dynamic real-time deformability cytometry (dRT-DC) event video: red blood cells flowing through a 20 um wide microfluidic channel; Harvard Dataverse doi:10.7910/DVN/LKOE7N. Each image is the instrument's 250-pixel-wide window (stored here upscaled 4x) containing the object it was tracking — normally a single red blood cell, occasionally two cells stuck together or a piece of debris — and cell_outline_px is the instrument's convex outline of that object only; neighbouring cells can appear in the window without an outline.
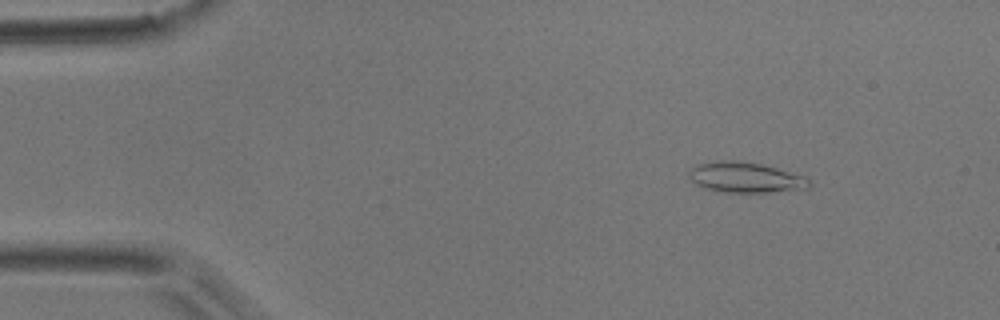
{"species": "common noctule bat (a hibernating species)", "species_latin": "Nyctalus noctula", "temperature_condition": "room temperature", "stored_images_in_passage": 44, "camera_frame_rate_fps": 3000, "um_per_image_px": 0.085, "animal": {"sex": "male", "body_mass_g": 17.9}, "frame": {"image": 1, "passage_image": 1, "time_ms": 0.0, "image_size_px": [1000, 320], "cell_outline_px": [[796, 176], [784, 188], [756, 192], [740, 192], [712, 188], [700, 184], [696, 180], [696, 168], [704, 164], [756, 164], [772, 168]], "centroid_in_image_um": [63.09, 15.09], "position_along_channel_um": 21.9, "area_um2": 16.01}}
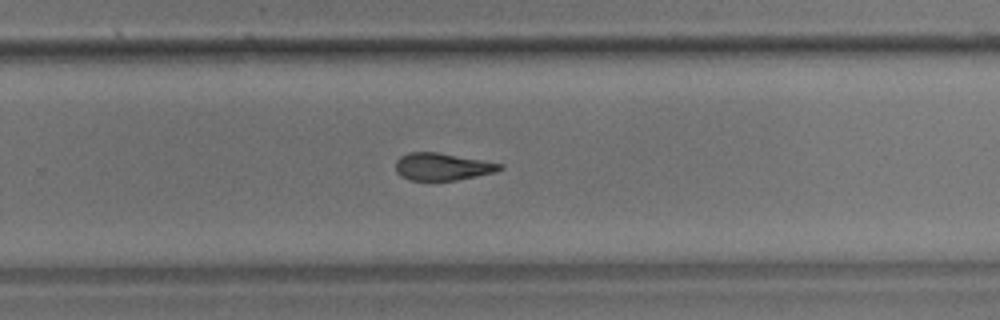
{"frame": {"image": 2, "passage_image": 27, "time_ms": 8.667, "image_size_px": [1000, 320], "cell_outline_px": [[500, 168], [492, 172], [452, 180], [412, 180], [404, 176], [396, 168], [396, 164], [404, 156], [412, 152], [432, 152], [500, 164]], "centroid_in_image_um": [37.55, 14.17], "position_along_channel_um": 292.3, "area_um2": 15.2}}
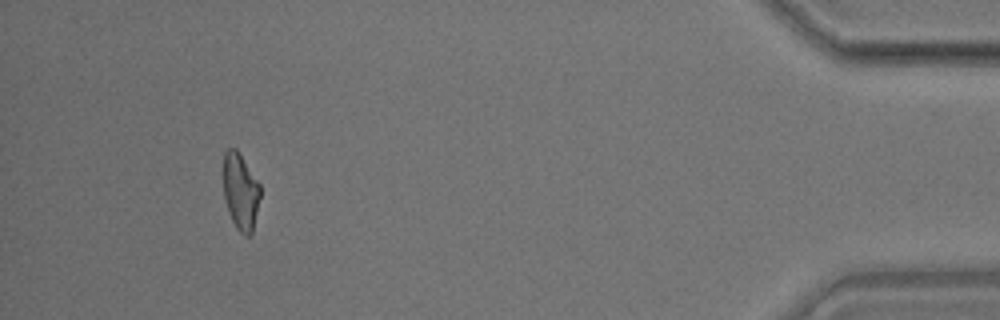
{"frame": {"image": 3, "passage_image": 41, "time_ms": 13.333, "image_size_px": [1000, 320], "cell_outline_px": [[260, 196], [252, 232], [248, 236], [240, 232], [232, 220], [224, 196], [224, 152], [228, 148], [236, 148], [260, 184]], "centroid_in_image_um": [20.45, 16.25], "position_along_channel_um": 414.7, "area_um2": 16.07}, "authors_computed_cell_mechanics": {"area_um2": 16.1262, "velocity_mm_per_s": 4.011, "shape_relaxation_time_tau1_ms": null, "shape_relaxation_time_tau2_ms": 4.8619, "deformation_change_tau1": null, "deformation_change_tau2": 0.1474}}